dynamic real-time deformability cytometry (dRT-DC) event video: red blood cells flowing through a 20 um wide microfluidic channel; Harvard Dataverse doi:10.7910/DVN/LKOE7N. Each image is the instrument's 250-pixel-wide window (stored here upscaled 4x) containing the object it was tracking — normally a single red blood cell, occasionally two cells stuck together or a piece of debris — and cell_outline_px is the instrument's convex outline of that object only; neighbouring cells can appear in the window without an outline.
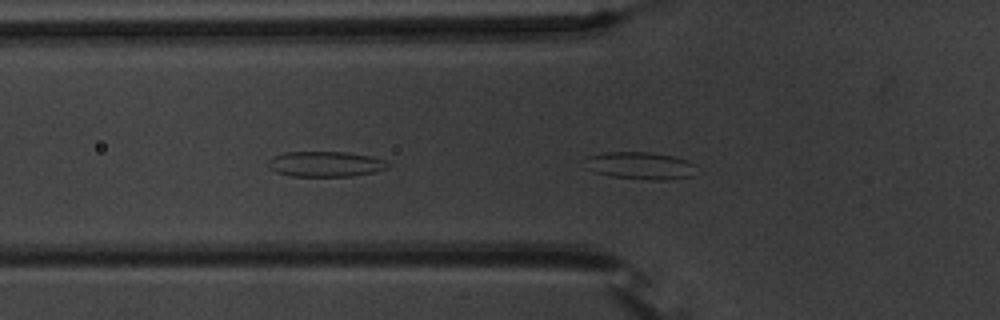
{"species": "common noctule bat (a hibernating species)", "species_latin": "Nyctalus noctula", "temperature_condition": "warm", "stored_images_in_passage": 13, "camera_frame_rate_fps": 3000, "um_per_image_px": 0.085, "animal": {"sex": "male", "body_mass_g": 20.1, "forearm_length_mm": 53.5}, "frame": {"image": 1, "passage_image": 4, "time_ms": 1.0, "image_size_px": [1000, 320], "cell_outline_px": [[696, 164], [692, 176], [664, 180], [648, 180], [612, 176], [596, 172], [588, 168], [588, 156], [604, 152], [652, 152], [676, 156], [688, 160]], "centroid_in_image_um": [54.5, 14.07], "position_along_channel_um": 71.3, "area_um2": 17.69}}
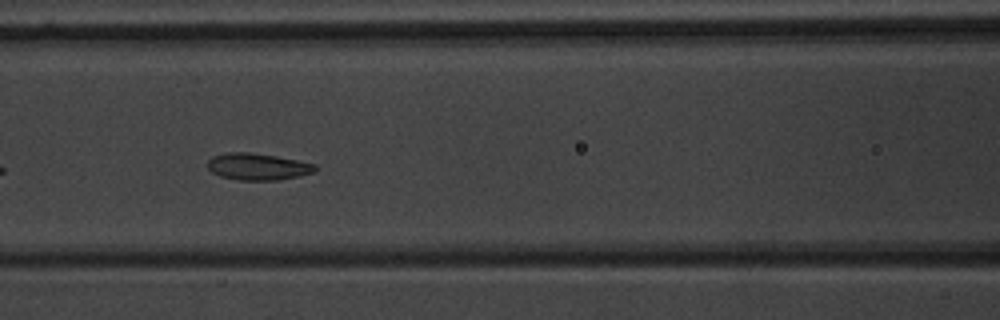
{"frame": {"image": 2, "passage_image": 10, "time_ms": 3.0, "image_size_px": [1000, 320], "cell_outline_px": [[316, 172], [280, 180], [240, 180], [220, 176], [212, 172], [208, 168], [208, 160], [212, 156], [224, 152], [252, 152], [276, 156], [316, 164]], "centroid_in_image_um": [21.9, 14.16], "position_along_channel_um": 144.7, "area_um2": 16.88}}